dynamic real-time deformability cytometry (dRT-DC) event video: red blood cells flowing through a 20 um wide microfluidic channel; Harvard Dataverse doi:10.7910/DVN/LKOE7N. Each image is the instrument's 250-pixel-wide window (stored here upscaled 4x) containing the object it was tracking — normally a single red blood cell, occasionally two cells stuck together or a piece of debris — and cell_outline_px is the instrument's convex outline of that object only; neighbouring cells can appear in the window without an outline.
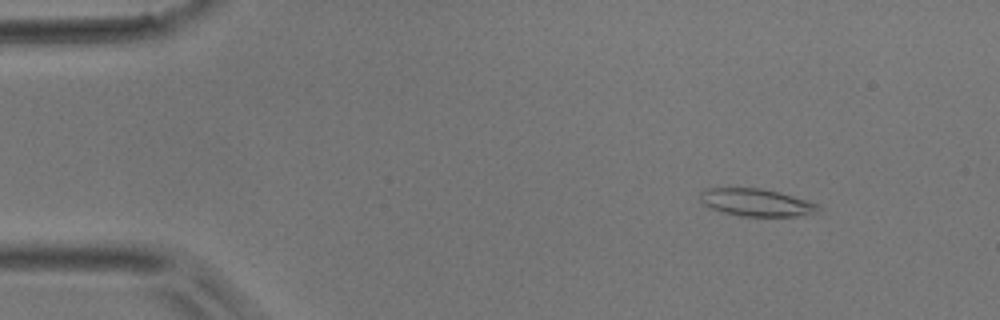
{"species": "common noctule bat (a hibernating species)", "species_latin": "Nyctalus noctula", "temperature_condition": "room temperature", "stored_images_in_passage": 50, "camera_frame_rate_fps": 3000, "um_per_image_px": 0.085, "animal": {"sex": "male", "body_mass_g": 17.9}, "frame": {"image": 1, "passage_image": 6, "time_ms": 1.667, "image_size_px": [1000, 320], "cell_outline_px": [[820, 208], [812, 212], [796, 216], [740, 216], [724, 212], [712, 208], [704, 204], [700, 200], [700, 192], [704, 188], [760, 188], [792, 196], [820, 204]], "centroid_in_image_um": [64.24, 17.2], "position_along_channel_um": 20.8, "area_um2": 18.55}}
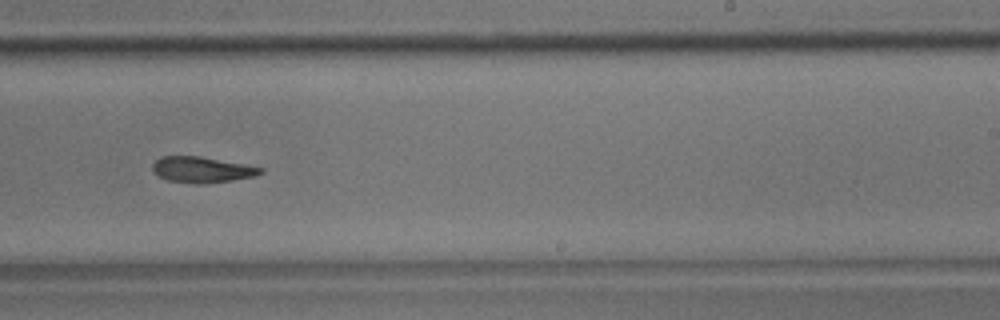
{"frame": {"image": 2, "passage_image": 31, "time_ms": 10.0, "image_size_px": [1000, 320], "cell_outline_px": [[264, 172], [256, 176], [232, 180], [204, 184], [192, 184], [168, 180], [156, 176], [152, 172], [152, 164], [160, 156], [200, 156], [244, 164], [264, 168]], "centroid_in_image_um": [17.13, 14.43], "position_along_channel_um": 271.9, "area_um2": 16.53}}
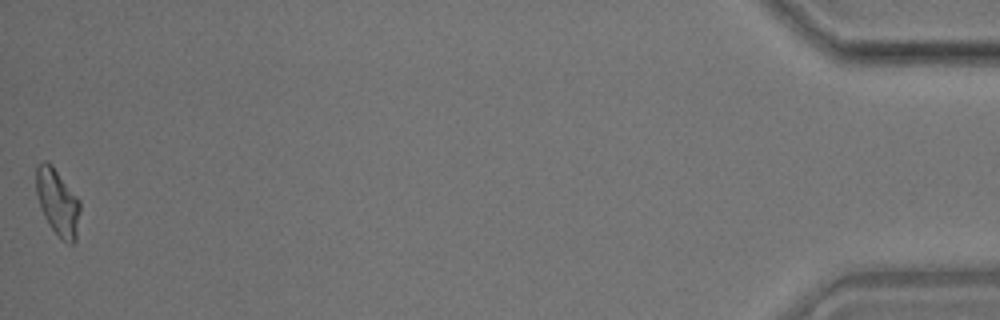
{"frame": {"image": 3, "passage_image": 50, "time_ms": 16.333, "image_size_px": [1000, 320], "cell_outline_px": [[80, 212], [76, 240], [72, 244], [68, 244], [60, 240], [48, 224], [40, 208], [36, 192], [36, 164], [44, 160], [48, 160], [52, 164], [80, 200]], "centroid_in_image_um": [4.89, 17.19], "position_along_channel_um": 430.3, "area_um2": 17.46}}